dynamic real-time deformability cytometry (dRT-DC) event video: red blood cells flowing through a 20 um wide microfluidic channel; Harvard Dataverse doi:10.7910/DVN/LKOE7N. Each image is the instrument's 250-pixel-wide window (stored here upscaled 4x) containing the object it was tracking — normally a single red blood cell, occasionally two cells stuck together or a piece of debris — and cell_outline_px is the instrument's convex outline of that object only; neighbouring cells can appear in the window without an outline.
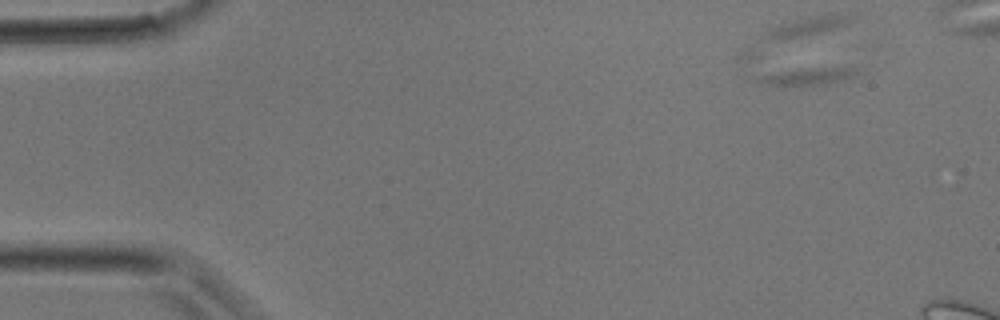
{"species": "common noctule bat (a hibernating species)", "species_latin": "Nyctalus noctula", "temperature_condition": "room temperature", "stored_images_in_passage": 7, "segment_of_instrument_passage": [1, 2], "camera_frame_rate_fps": 3000, "um_per_image_px": 0.085, "animal": {"sex": "male", "body_mass_g": 17.9}, "frame": {"image": 1, "passage_image": 2, "time_ms": 0.333, "image_size_px": [1000, 320], "cell_outline_px": [[864, 72], [828, 84], [788, 88], [760, 84], [744, 72], [736, 56], [744, 48], [752, 44], [856, 68]], "centroid_in_image_um": [67.16, 5.81], "position_along_channel_um": 17.8, "area_um2": 23.47}}